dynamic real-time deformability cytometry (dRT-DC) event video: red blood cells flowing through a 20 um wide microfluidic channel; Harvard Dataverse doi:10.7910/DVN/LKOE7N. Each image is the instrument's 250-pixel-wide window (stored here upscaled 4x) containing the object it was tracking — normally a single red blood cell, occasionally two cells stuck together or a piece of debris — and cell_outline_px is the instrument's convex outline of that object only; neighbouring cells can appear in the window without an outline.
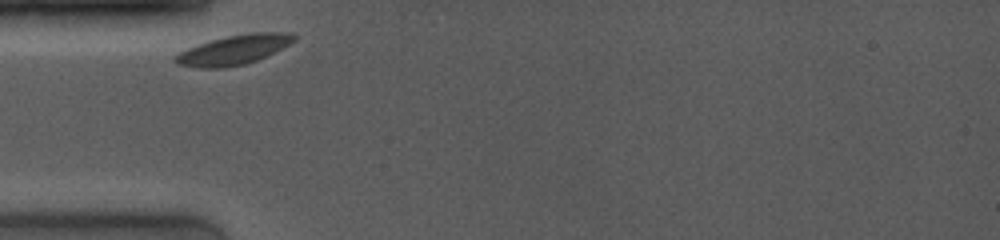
{"species": "common noctule bat (a hibernating species)", "species_latin": "Nyctalus noctula", "temperature_condition": "room temperature", "stored_images_in_passage": 14, "camera_frame_rate_fps": 4000, "um_per_image_px": 0.085, "animal": {"sex": "female", "body_mass_g": 19.0, "forearm_length_mm": 53.3}, "frame": {"image": 1, "passage_image": 1, "time_ms": 0.0, "image_size_px": [1000, 240], "cell_outline_px": [[296, 40], [256, 60], [244, 64], [220, 68], [200, 68], [176, 64], [172, 60], [180, 52], [188, 48], [212, 40], [228, 36], [252, 32], [288, 32], [296, 36]], "centroid_in_image_um": [19.85, 4.23], "position_along_channel_um": 65.2, "area_um2": 20.0}}
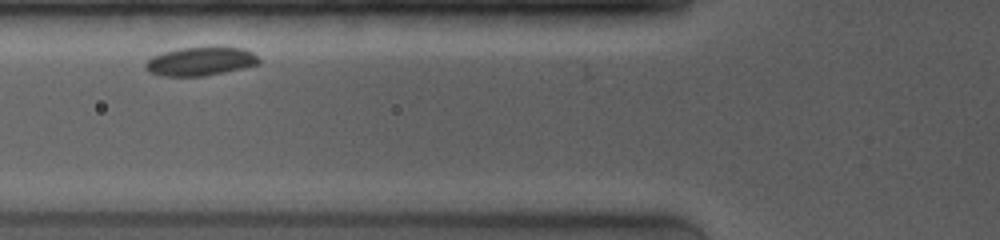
{"frame": {"image": 2, "passage_image": 12, "time_ms": 1.25, "image_size_px": [1000, 240], "cell_outline_px": [[260, 64], [224, 72], [204, 76], [160, 76], [148, 72], [144, 68], [144, 64], [152, 56], [164, 52], [180, 48], [212, 44], [220, 44], [244, 48], [252, 52], [260, 60]], "centroid_in_image_um": [17.06, 5.17], "position_along_channel_um": 108.7, "area_um2": 19.77}}